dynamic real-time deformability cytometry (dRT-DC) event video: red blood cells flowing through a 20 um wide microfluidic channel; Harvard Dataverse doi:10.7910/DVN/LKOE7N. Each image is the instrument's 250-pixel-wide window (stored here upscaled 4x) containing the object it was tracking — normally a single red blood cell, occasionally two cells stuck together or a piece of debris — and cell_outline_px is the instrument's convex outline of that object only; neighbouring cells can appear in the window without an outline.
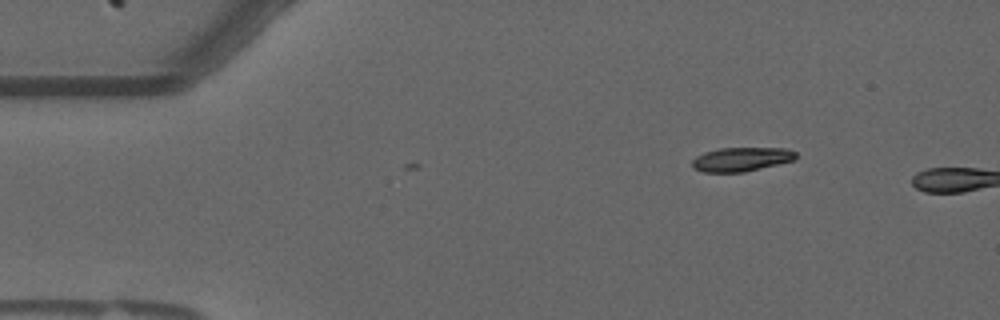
{"species": "common noctule bat (a hibernating species)", "species_latin": "Nyctalus noctula", "temperature_condition": "warm", "stored_images_in_passage": 2, "camera_frame_rate_fps": 3000, "um_per_image_px": 0.085, "animal": {"sex": "male", "forearm_length_mm": 52.5}, "frame": {"image": 1, "passage_image": 2, "time_ms": 0.333, "image_size_px": [1000, 320], "cell_outline_px": [[796, 160], [744, 172], [704, 172], [692, 168], [692, 160], [696, 156], [704, 152], [720, 148], [784, 148], [796, 152]], "centroid_in_image_um": [63.01, 13.54], "position_along_channel_um": 22.0, "area_um2": 14.57}}